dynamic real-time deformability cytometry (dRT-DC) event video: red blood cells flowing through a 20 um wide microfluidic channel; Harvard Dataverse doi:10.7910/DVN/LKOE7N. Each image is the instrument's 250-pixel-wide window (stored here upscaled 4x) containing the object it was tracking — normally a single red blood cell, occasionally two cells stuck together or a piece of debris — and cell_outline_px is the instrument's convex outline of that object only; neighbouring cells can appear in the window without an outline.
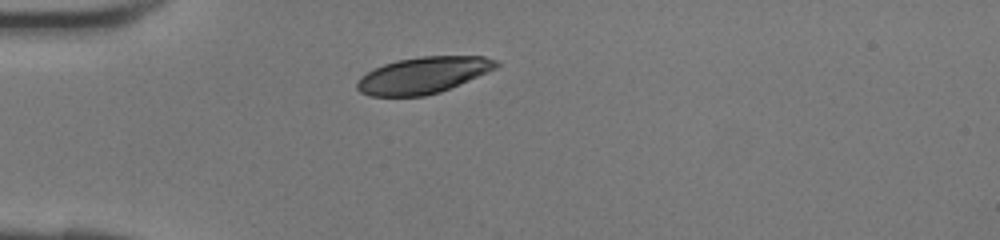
{"species": "human", "species_latin": "Homo sapiens", "temperature_condition": "room temperature", "stored_images_in_passage": 26, "camera_frame_rate_fps": 3000, "um_per_image_px": 0.085, "donor": {"sex": "female"}, "frame": {"image": 1, "passage_image": 1, "time_ms": 0.0, "image_size_px": [1000, 240], "cell_outline_px": [[500, 64], [496, 68], [440, 92], [424, 96], [368, 96], [360, 92], [356, 88], [356, 84], [360, 76], [384, 64], [396, 60], [420, 56], [484, 56], [496, 60]], "centroid_in_image_um": [35.94, 6.39], "position_along_channel_um": 49.1, "area_um2": 29.42}}
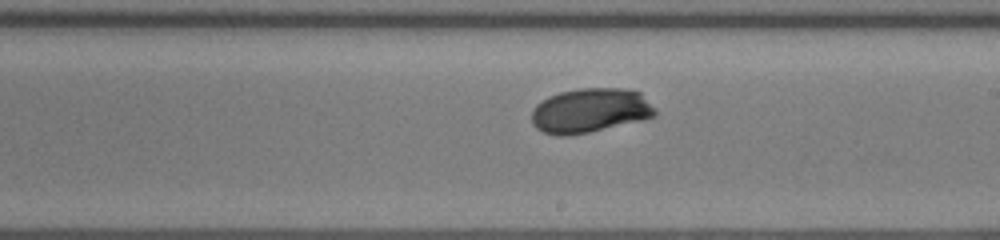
{"frame": {"image": 2, "passage_image": 14, "time_ms": 4.333, "image_size_px": [1000, 240], "cell_outline_px": [[656, 116], [644, 120], [588, 132], [564, 136], [560, 136], [544, 132], [536, 128], [532, 124], [532, 112], [536, 104], [548, 96], [560, 92], [580, 88], [620, 88], [640, 92], [656, 108]], "centroid_in_image_um": [50.18, 9.39], "position_along_channel_um": 238.8, "area_um2": 32.08}}
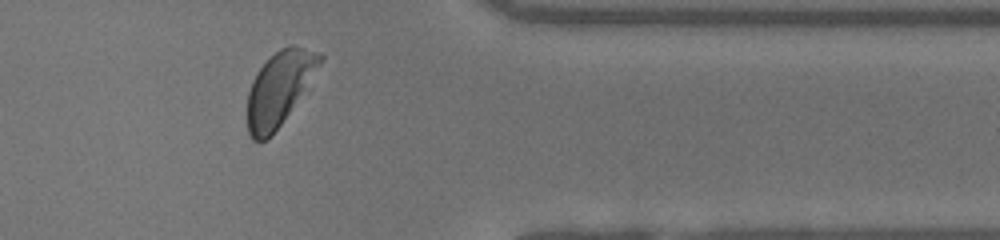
{"frame": {"image": 3, "passage_image": 24, "time_ms": 7.667, "image_size_px": [1000, 240], "cell_outline_px": [[324, 56], [320, 64], [280, 124], [260, 144], [252, 140], [248, 132], [248, 92], [252, 80], [260, 68], [280, 48], [292, 44], [304, 48]], "centroid_in_image_um": [23.68, 7.51], "position_along_channel_um": 387.7, "area_um2": 29.77}}